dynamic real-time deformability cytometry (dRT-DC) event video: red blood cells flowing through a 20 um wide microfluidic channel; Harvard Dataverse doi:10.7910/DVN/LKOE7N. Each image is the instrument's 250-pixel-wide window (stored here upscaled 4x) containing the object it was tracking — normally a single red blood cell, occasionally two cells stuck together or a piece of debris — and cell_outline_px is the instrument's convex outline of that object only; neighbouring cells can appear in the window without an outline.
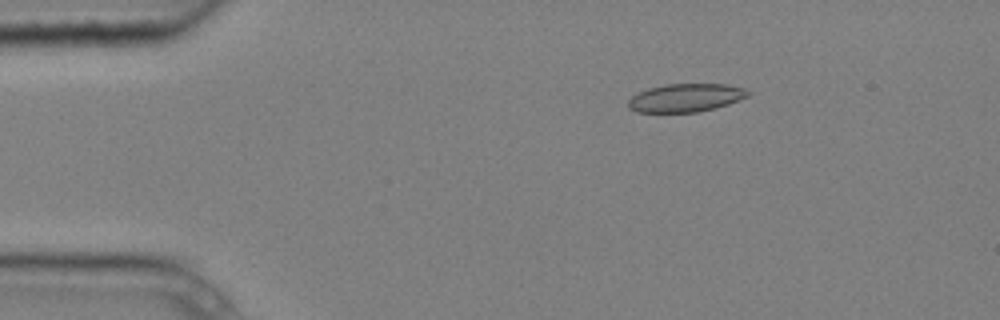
{"species": "common noctule bat (a hibernating species)", "species_latin": "Nyctalus noctula", "temperature_condition": "cold", "stored_images_in_passage": 5, "camera_frame_rate_fps": 3000, "um_per_image_px": 0.085, "animal": {"sex": "male", "body_mass_g": 20.4}, "frame": {"image": 1, "passage_image": 3, "time_ms": 0.667, "image_size_px": [1000, 320], "cell_outline_px": [[752, 92], [748, 96], [728, 104], [716, 108], [696, 112], [636, 112], [628, 108], [628, 100], [632, 96], [648, 88], [664, 84], [728, 84], [744, 88]], "centroid_in_image_um": [58.29, 8.31], "position_along_channel_um": 26.7, "area_um2": 19.77}}
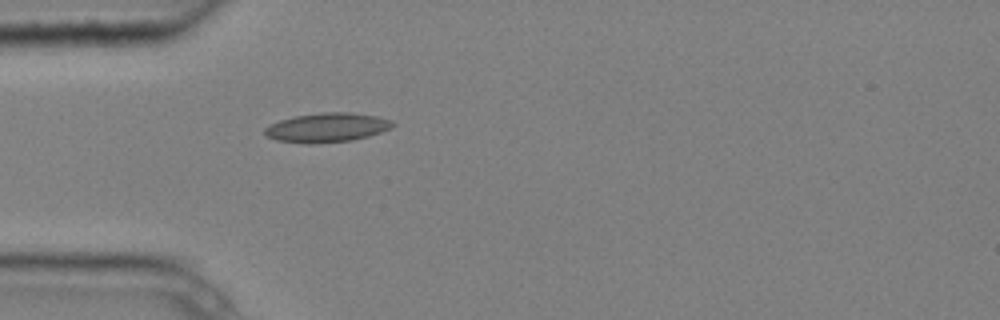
{"frame": {"image": 2, "passage_image": 5, "time_ms": 1.333, "image_size_px": [1000, 320], "cell_outline_px": [[396, 124], [392, 128], [368, 136], [352, 140], [312, 144], [308, 144], [276, 140], [268, 136], [264, 132], [264, 128], [280, 120], [296, 116], [320, 112], [352, 112], [376, 116], [392, 120]], "centroid_in_image_um": [27.83, 10.84], "position_along_channel_um": 57.2, "area_um2": 21.79}}